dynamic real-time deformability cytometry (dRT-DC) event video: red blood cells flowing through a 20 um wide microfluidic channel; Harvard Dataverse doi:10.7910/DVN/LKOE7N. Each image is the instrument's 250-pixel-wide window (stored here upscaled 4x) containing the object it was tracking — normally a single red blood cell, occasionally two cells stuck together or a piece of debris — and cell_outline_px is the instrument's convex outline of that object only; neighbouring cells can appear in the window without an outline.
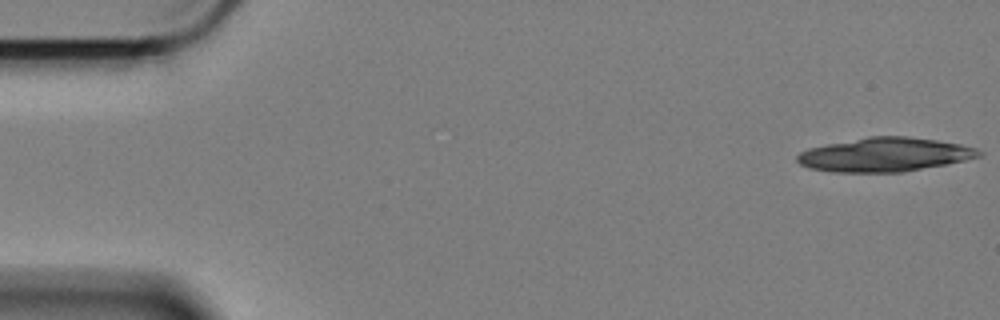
{"species": "Egyptian fruit bat (a non-hibernating species)", "species_latin": "Rousettus aegyptiacus", "temperature_condition": "cold", "stored_images_in_passage": 19, "camera_frame_rate_fps": 3000, "um_per_image_px": 0.085, "animal": {"sex": "female"}, "frame": {"image": 1, "passage_image": 1, "time_ms": 0.0, "image_size_px": [1000, 320], "cell_outline_px": [[984, 152], [980, 156], [948, 164], [904, 172], [832, 172], [808, 168], [800, 164], [796, 160], [796, 156], [800, 152], [808, 148], [868, 136], [908, 136], [936, 140], [960, 144], [976, 148]], "centroid_in_image_um": [75.2, 13.15], "position_along_channel_um": 9.8, "area_um2": 36.01}}